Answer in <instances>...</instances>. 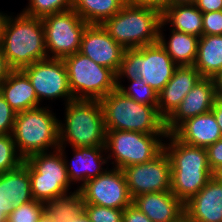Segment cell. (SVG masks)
Here are the masks:
<instances>
[{
	"label": "cell",
	"mask_w": 222,
	"mask_h": 222,
	"mask_svg": "<svg viewBox=\"0 0 222 222\" xmlns=\"http://www.w3.org/2000/svg\"><path fill=\"white\" fill-rule=\"evenodd\" d=\"M164 151L171 163V192L183 203L197 194L215 175L204 147L185 144L172 133H167Z\"/></svg>",
	"instance_id": "1"
},
{
	"label": "cell",
	"mask_w": 222,
	"mask_h": 222,
	"mask_svg": "<svg viewBox=\"0 0 222 222\" xmlns=\"http://www.w3.org/2000/svg\"><path fill=\"white\" fill-rule=\"evenodd\" d=\"M0 45L9 66L20 70L36 61L48 58L41 17H31L21 11L6 16Z\"/></svg>",
	"instance_id": "2"
},
{
	"label": "cell",
	"mask_w": 222,
	"mask_h": 222,
	"mask_svg": "<svg viewBox=\"0 0 222 222\" xmlns=\"http://www.w3.org/2000/svg\"><path fill=\"white\" fill-rule=\"evenodd\" d=\"M64 110V120H59V148L105 146L106 128L100 100L74 99L65 104Z\"/></svg>",
	"instance_id": "3"
},
{
	"label": "cell",
	"mask_w": 222,
	"mask_h": 222,
	"mask_svg": "<svg viewBox=\"0 0 222 222\" xmlns=\"http://www.w3.org/2000/svg\"><path fill=\"white\" fill-rule=\"evenodd\" d=\"M11 135L24 160L36 153L56 150L59 148V118L49 105L18 112Z\"/></svg>",
	"instance_id": "4"
},
{
	"label": "cell",
	"mask_w": 222,
	"mask_h": 222,
	"mask_svg": "<svg viewBox=\"0 0 222 222\" xmlns=\"http://www.w3.org/2000/svg\"><path fill=\"white\" fill-rule=\"evenodd\" d=\"M177 66L159 42L125 49L116 72V84L124 83L125 78L142 79L158 94L172 78Z\"/></svg>",
	"instance_id": "5"
},
{
	"label": "cell",
	"mask_w": 222,
	"mask_h": 222,
	"mask_svg": "<svg viewBox=\"0 0 222 222\" xmlns=\"http://www.w3.org/2000/svg\"><path fill=\"white\" fill-rule=\"evenodd\" d=\"M106 130L167 133L155 106L136 102L117 88L100 100Z\"/></svg>",
	"instance_id": "6"
},
{
	"label": "cell",
	"mask_w": 222,
	"mask_h": 222,
	"mask_svg": "<svg viewBox=\"0 0 222 222\" xmlns=\"http://www.w3.org/2000/svg\"><path fill=\"white\" fill-rule=\"evenodd\" d=\"M162 13L150 7L125 4L102 26L124 49L139 48L159 40Z\"/></svg>",
	"instance_id": "7"
},
{
	"label": "cell",
	"mask_w": 222,
	"mask_h": 222,
	"mask_svg": "<svg viewBox=\"0 0 222 222\" xmlns=\"http://www.w3.org/2000/svg\"><path fill=\"white\" fill-rule=\"evenodd\" d=\"M166 135L167 133L106 130L108 161L111 160L110 164L118 169L149 162L164 150Z\"/></svg>",
	"instance_id": "8"
},
{
	"label": "cell",
	"mask_w": 222,
	"mask_h": 222,
	"mask_svg": "<svg viewBox=\"0 0 222 222\" xmlns=\"http://www.w3.org/2000/svg\"><path fill=\"white\" fill-rule=\"evenodd\" d=\"M26 161L29 163L30 186L34 200L45 203L72 193L66 164L59 149L33 154Z\"/></svg>",
	"instance_id": "9"
},
{
	"label": "cell",
	"mask_w": 222,
	"mask_h": 222,
	"mask_svg": "<svg viewBox=\"0 0 222 222\" xmlns=\"http://www.w3.org/2000/svg\"><path fill=\"white\" fill-rule=\"evenodd\" d=\"M74 99L101 100L117 88L116 74L77 52L63 59Z\"/></svg>",
	"instance_id": "10"
},
{
	"label": "cell",
	"mask_w": 222,
	"mask_h": 222,
	"mask_svg": "<svg viewBox=\"0 0 222 222\" xmlns=\"http://www.w3.org/2000/svg\"><path fill=\"white\" fill-rule=\"evenodd\" d=\"M42 23L48 58L64 59L80 51L88 24L74 9L46 15Z\"/></svg>",
	"instance_id": "11"
},
{
	"label": "cell",
	"mask_w": 222,
	"mask_h": 222,
	"mask_svg": "<svg viewBox=\"0 0 222 222\" xmlns=\"http://www.w3.org/2000/svg\"><path fill=\"white\" fill-rule=\"evenodd\" d=\"M29 78L41 104L45 100H74L69 87L67 68L63 59L47 58L21 69Z\"/></svg>",
	"instance_id": "12"
},
{
	"label": "cell",
	"mask_w": 222,
	"mask_h": 222,
	"mask_svg": "<svg viewBox=\"0 0 222 222\" xmlns=\"http://www.w3.org/2000/svg\"><path fill=\"white\" fill-rule=\"evenodd\" d=\"M84 204L125 209L132 203L122 169L108 168L102 175L87 180L79 189Z\"/></svg>",
	"instance_id": "13"
},
{
	"label": "cell",
	"mask_w": 222,
	"mask_h": 222,
	"mask_svg": "<svg viewBox=\"0 0 222 222\" xmlns=\"http://www.w3.org/2000/svg\"><path fill=\"white\" fill-rule=\"evenodd\" d=\"M132 199L144 193L171 191V163L163 150L153 160L122 169Z\"/></svg>",
	"instance_id": "14"
},
{
	"label": "cell",
	"mask_w": 222,
	"mask_h": 222,
	"mask_svg": "<svg viewBox=\"0 0 222 222\" xmlns=\"http://www.w3.org/2000/svg\"><path fill=\"white\" fill-rule=\"evenodd\" d=\"M79 52L116 74L125 49L109 35L102 25L88 24L82 34Z\"/></svg>",
	"instance_id": "15"
},
{
	"label": "cell",
	"mask_w": 222,
	"mask_h": 222,
	"mask_svg": "<svg viewBox=\"0 0 222 222\" xmlns=\"http://www.w3.org/2000/svg\"><path fill=\"white\" fill-rule=\"evenodd\" d=\"M58 149L63 155L71 185L78 184L76 185V190H79L87 180L102 175L108 169V166H110L105 146L72 147L71 149L74 156L71 160L67 158L66 148Z\"/></svg>",
	"instance_id": "16"
},
{
	"label": "cell",
	"mask_w": 222,
	"mask_h": 222,
	"mask_svg": "<svg viewBox=\"0 0 222 222\" xmlns=\"http://www.w3.org/2000/svg\"><path fill=\"white\" fill-rule=\"evenodd\" d=\"M216 99L214 79L202 77L165 121L166 132L172 133L185 120L210 112Z\"/></svg>",
	"instance_id": "17"
},
{
	"label": "cell",
	"mask_w": 222,
	"mask_h": 222,
	"mask_svg": "<svg viewBox=\"0 0 222 222\" xmlns=\"http://www.w3.org/2000/svg\"><path fill=\"white\" fill-rule=\"evenodd\" d=\"M187 222H222V179L215 174L184 203Z\"/></svg>",
	"instance_id": "18"
},
{
	"label": "cell",
	"mask_w": 222,
	"mask_h": 222,
	"mask_svg": "<svg viewBox=\"0 0 222 222\" xmlns=\"http://www.w3.org/2000/svg\"><path fill=\"white\" fill-rule=\"evenodd\" d=\"M202 78L193 65L177 66L172 78L158 93L157 110L166 121L179 107L187 93Z\"/></svg>",
	"instance_id": "19"
},
{
	"label": "cell",
	"mask_w": 222,
	"mask_h": 222,
	"mask_svg": "<svg viewBox=\"0 0 222 222\" xmlns=\"http://www.w3.org/2000/svg\"><path fill=\"white\" fill-rule=\"evenodd\" d=\"M132 203L152 222H182L185 220L184 203L171 191L144 193Z\"/></svg>",
	"instance_id": "20"
},
{
	"label": "cell",
	"mask_w": 222,
	"mask_h": 222,
	"mask_svg": "<svg viewBox=\"0 0 222 222\" xmlns=\"http://www.w3.org/2000/svg\"><path fill=\"white\" fill-rule=\"evenodd\" d=\"M172 134L185 144L204 148L222 138L220 127L211 111L185 120Z\"/></svg>",
	"instance_id": "21"
},
{
	"label": "cell",
	"mask_w": 222,
	"mask_h": 222,
	"mask_svg": "<svg viewBox=\"0 0 222 222\" xmlns=\"http://www.w3.org/2000/svg\"><path fill=\"white\" fill-rule=\"evenodd\" d=\"M0 93L17 113L40 107L34 87L27 75L20 70H12L0 84Z\"/></svg>",
	"instance_id": "22"
},
{
	"label": "cell",
	"mask_w": 222,
	"mask_h": 222,
	"mask_svg": "<svg viewBox=\"0 0 222 222\" xmlns=\"http://www.w3.org/2000/svg\"><path fill=\"white\" fill-rule=\"evenodd\" d=\"M165 28V24L161 22L158 42L164 47L167 54L178 66L194 65L199 37L169 29L170 35L167 38L164 33Z\"/></svg>",
	"instance_id": "23"
},
{
	"label": "cell",
	"mask_w": 222,
	"mask_h": 222,
	"mask_svg": "<svg viewBox=\"0 0 222 222\" xmlns=\"http://www.w3.org/2000/svg\"><path fill=\"white\" fill-rule=\"evenodd\" d=\"M203 13L194 4L175 5L165 8L162 22L168 29L201 37L203 35Z\"/></svg>",
	"instance_id": "24"
},
{
	"label": "cell",
	"mask_w": 222,
	"mask_h": 222,
	"mask_svg": "<svg viewBox=\"0 0 222 222\" xmlns=\"http://www.w3.org/2000/svg\"><path fill=\"white\" fill-rule=\"evenodd\" d=\"M202 77L214 78L222 71V35H202L193 65Z\"/></svg>",
	"instance_id": "25"
},
{
	"label": "cell",
	"mask_w": 222,
	"mask_h": 222,
	"mask_svg": "<svg viewBox=\"0 0 222 222\" xmlns=\"http://www.w3.org/2000/svg\"><path fill=\"white\" fill-rule=\"evenodd\" d=\"M3 194L13 207L34 200L30 186L29 163L26 160L18 168L3 173Z\"/></svg>",
	"instance_id": "26"
},
{
	"label": "cell",
	"mask_w": 222,
	"mask_h": 222,
	"mask_svg": "<svg viewBox=\"0 0 222 222\" xmlns=\"http://www.w3.org/2000/svg\"><path fill=\"white\" fill-rule=\"evenodd\" d=\"M125 5L124 0H73L72 9L87 24L102 25Z\"/></svg>",
	"instance_id": "27"
},
{
	"label": "cell",
	"mask_w": 222,
	"mask_h": 222,
	"mask_svg": "<svg viewBox=\"0 0 222 222\" xmlns=\"http://www.w3.org/2000/svg\"><path fill=\"white\" fill-rule=\"evenodd\" d=\"M45 212L55 222H68L84 211L83 196L79 190H74L64 196L46 201Z\"/></svg>",
	"instance_id": "28"
},
{
	"label": "cell",
	"mask_w": 222,
	"mask_h": 222,
	"mask_svg": "<svg viewBox=\"0 0 222 222\" xmlns=\"http://www.w3.org/2000/svg\"><path fill=\"white\" fill-rule=\"evenodd\" d=\"M129 81V82H128ZM128 85L116 84L117 89L138 103L157 108L158 94L142 79L127 80Z\"/></svg>",
	"instance_id": "29"
},
{
	"label": "cell",
	"mask_w": 222,
	"mask_h": 222,
	"mask_svg": "<svg viewBox=\"0 0 222 222\" xmlns=\"http://www.w3.org/2000/svg\"><path fill=\"white\" fill-rule=\"evenodd\" d=\"M73 0H28V4L21 11L31 17H44L49 14L60 13L72 9Z\"/></svg>",
	"instance_id": "30"
},
{
	"label": "cell",
	"mask_w": 222,
	"mask_h": 222,
	"mask_svg": "<svg viewBox=\"0 0 222 222\" xmlns=\"http://www.w3.org/2000/svg\"><path fill=\"white\" fill-rule=\"evenodd\" d=\"M24 159L19 155L11 134L0 135V173L18 168Z\"/></svg>",
	"instance_id": "31"
},
{
	"label": "cell",
	"mask_w": 222,
	"mask_h": 222,
	"mask_svg": "<svg viewBox=\"0 0 222 222\" xmlns=\"http://www.w3.org/2000/svg\"><path fill=\"white\" fill-rule=\"evenodd\" d=\"M44 212V203L32 200L19 207H13L7 217V222H37Z\"/></svg>",
	"instance_id": "32"
},
{
	"label": "cell",
	"mask_w": 222,
	"mask_h": 222,
	"mask_svg": "<svg viewBox=\"0 0 222 222\" xmlns=\"http://www.w3.org/2000/svg\"><path fill=\"white\" fill-rule=\"evenodd\" d=\"M123 211L124 209L84 204V212L91 222H122Z\"/></svg>",
	"instance_id": "33"
},
{
	"label": "cell",
	"mask_w": 222,
	"mask_h": 222,
	"mask_svg": "<svg viewBox=\"0 0 222 222\" xmlns=\"http://www.w3.org/2000/svg\"><path fill=\"white\" fill-rule=\"evenodd\" d=\"M16 114L0 93V135L12 134Z\"/></svg>",
	"instance_id": "34"
},
{
	"label": "cell",
	"mask_w": 222,
	"mask_h": 222,
	"mask_svg": "<svg viewBox=\"0 0 222 222\" xmlns=\"http://www.w3.org/2000/svg\"><path fill=\"white\" fill-rule=\"evenodd\" d=\"M203 35H222V10L203 13Z\"/></svg>",
	"instance_id": "35"
},
{
	"label": "cell",
	"mask_w": 222,
	"mask_h": 222,
	"mask_svg": "<svg viewBox=\"0 0 222 222\" xmlns=\"http://www.w3.org/2000/svg\"><path fill=\"white\" fill-rule=\"evenodd\" d=\"M211 171L217 174L222 169V138L206 147Z\"/></svg>",
	"instance_id": "36"
},
{
	"label": "cell",
	"mask_w": 222,
	"mask_h": 222,
	"mask_svg": "<svg viewBox=\"0 0 222 222\" xmlns=\"http://www.w3.org/2000/svg\"><path fill=\"white\" fill-rule=\"evenodd\" d=\"M122 222H152L137 206L133 203L128 205L123 211Z\"/></svg>",
	"instance_id": "37"
},
{
	"label": "cell",
	"mask_w": 222,
	"mask_h": 222,
	"mask_svg": "<svg viewBox=\"0 0 222 222\" xmlns=\"http://www.w3.org/2000/svg\"><path fill=\"white\" fill-rule=\"evenodd\" d=\"M125 4L130 6L150 7L160 11L166 8V0H124Z\"/></svg>",
	"instance_id": "38"
},
{
	"label": "cell",
	"mask_w": 222,
	"mask_h": 222,
	"mask_svg": "<svg viewBox=\"0 0 222 222\" xmlns=\"http://www.w3.org/2000/svg\"><path fill=\"white\" fill-rule=\"evenodd\" d=\"M13 209V205L3 194V173H0V222H7V217Z\"/></svg>",
	"instance_id": "39"
},
{
	"label": "cell",
	"mask_w": 222,
	"mask_h": 222,
	"mask_svg": "<svg viewBox=\"0 0 222 222\" xmlns=\"http://www.w3.org/2000/svg\"><path fill=\"white\" fill-rule=\"evenodd\" d=\"M194 5L202 13L222 10V0H196Z\"/></svg>",
	"instance_id": "40"
},
{
	"label": "cell",
	"mask_w": 222,
	"mask_h": 222,
	"mask_svg": "<svg viewBox=\"0 0 222 222\" xmlns=\"http://www.w3.org/2000/svg\"><path fill=\"white\" fill-rule=\"evenodd\" d=\"M13 69L9 66L0 45V84L9 76Z\"/></svg>",
	"instance_id": "41"
},
{
	"label": "cell",
	"mask_w": 222,
	"mask_h": 222,
	"mask_svg": "<svg viewBox=\"0 0 222 222\" xmlns=\"http://www.w3.org/2000/svg\"><path fill=\"white\" fill-rule=\"evenodd\" d=\"M211 112L214 114L216 122L222 133V99L217 98L214 102Z\"/></svg>",
	"instance_id": "42"
},
{
	"label": "cell",
	"mask_w": 222,
	"mask_h": 222,
	"mask_svg": "<svg viewBox=\"0 0 222 222\" xmlns=\"http://www.w3.org/2000/svg\"><path fill=\"white\" fill-rule=\"evenodd\" d=\"M216 96L219 99H222V71H220L214 78Z\"/></svg>",
	"instance_id": "43"
},
{
	"label": "cell",
	"mask_w": 222,
	"mask_h": 222,
	"mask_svg": "<svg viewBox=\"0 0 222 222\" xmlns=\"http://www.w3.org/2000/svg\"><path fill=\"white\" fill-rule=\"evenodd\" d=\"M196 0H166V8L175 5L194 4Z\"/></svg>",
	"instance_id": "44"
},
{
	"label": "cell",
	"mask_w": 222,
	"mask_h": 222,
	"mask_svg": "<svg viewBox=\"0 0 222 222\" xmlns=\"http://www.w3.org/2000/svg\"><path fill=\"white\" fill-rule=\"evenodd\" d=\"M68 222H91L86 213L83 211L81 214L78 216L72 218Z\"/></svg>",
	"instance_id": "45"
},
{
	"label": "cell",
	"mask_w": 222,
	"mask_h": 222,
	"mask_svg": "<svg viewBox=\"0 0 222 222\" xmlns=\"http://www.w3.org/2000/svg\"><path fill=\"white\" fill-rule=\"evenodd\" d=\"M37 222H55L46 212H44Z\"/></svg>",
	"instance_id": "46"
},
{
	"label": "cell",
	"mask_w": 222,
	"mask_h": 222,
	"mask_svg": "<svg viewBox=\"0 0 222 222\" xmlns=\"http://www.w3.org/2000/svg\"><path fill=\"white\" fill-rule=\"evenodd\" d=\"M7 15L8 13H4V11L3 12L0 11V41H1L3 24Z\"/></svg>",
	"instance_id": "47"
},
{
	"label": "cell",
	"mask_w": 222,
	"mask_h": 222,
	"mask_svg": "<svg viewBox=\"0 0 222 222\" xmlns=\"http://www.w3.org/2000/svg\"><path fill=\"white\" fill-rule=\"evenodd\" d=\"M217 175L222 179V169L217 173Z\"/></svg>",
	"instance_id": "48"
}]
</instances>
